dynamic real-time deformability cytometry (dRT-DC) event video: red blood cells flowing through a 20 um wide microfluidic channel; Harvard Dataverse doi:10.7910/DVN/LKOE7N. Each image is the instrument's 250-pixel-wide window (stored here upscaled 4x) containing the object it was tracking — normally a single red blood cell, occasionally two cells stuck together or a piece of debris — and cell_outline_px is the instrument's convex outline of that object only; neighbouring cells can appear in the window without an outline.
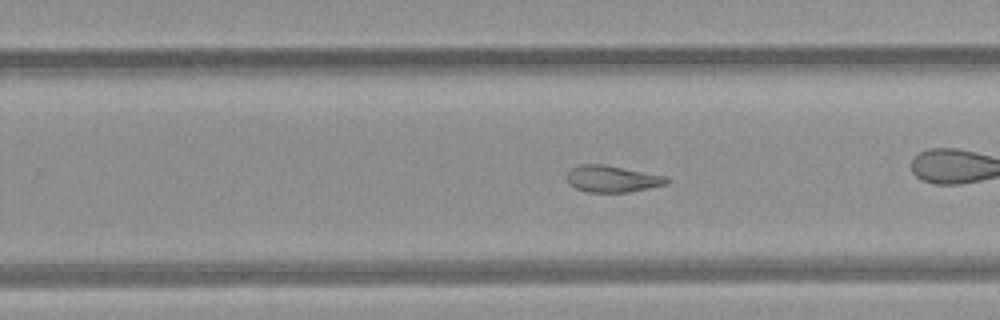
{"species": "common noctule bat (a hibernating species)", "species_latin": "Nyctalus noctula", "temperature_condition": "room temperature", "stored_images_in_passage": 46, "camera_frame_rate_fps": 3000, "um_per_image_px": 0.085, "animal": {"sex": "female", "body_mass_g": 21.9}, "frame": {"image": 1, "passage_image": 27, "time_ms": 8.667, "image_size_px": [1000, 320], "cell_outline_px": [[668, 180], [664, 184], [648, 188], [628, 192], [588, 192], [576, 188], [568, 184], [568, 172], [572, 168], [580, 164], [604, 164], [668, 176]], "centroid_in_image_um": [52.03, 15.19], "position_along_channel_um": 277.8, "area_um2": 15.37}, "authors_computed_cell_mechanics": {"area_um2": 19.6809, "velocity_mm_per_s": 4.2324, "shape_relaxation_time_tau1_ms": null, "shape_relaxation_time_tau2_ms": 3.7258, "deformation_change_tau1": null, "deformation_change_tau2": 0.1195}}